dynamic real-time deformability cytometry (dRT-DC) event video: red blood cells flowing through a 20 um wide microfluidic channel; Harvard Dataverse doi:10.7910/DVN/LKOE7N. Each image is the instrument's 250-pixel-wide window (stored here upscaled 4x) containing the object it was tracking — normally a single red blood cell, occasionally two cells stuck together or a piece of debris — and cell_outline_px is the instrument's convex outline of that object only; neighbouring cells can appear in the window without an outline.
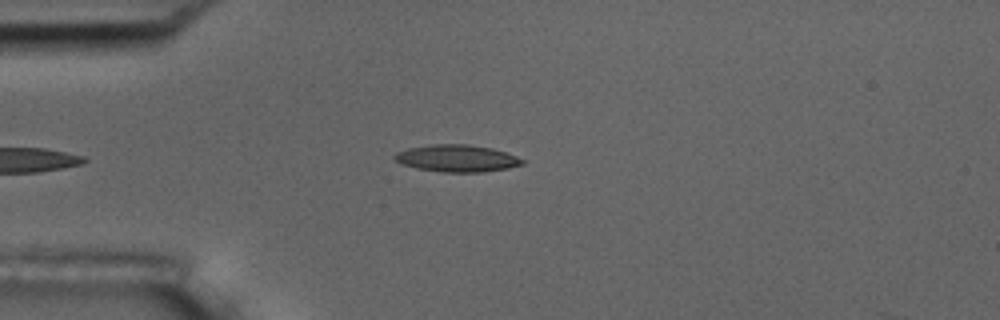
{"species": "common noctule bat (a hibernating species)", "species_latin": "Nyctalus noctula", "temperature_condition": "room temperature", "stored_images_in_passage": 10, "camera_frame_rate_fps": 3000, "um_per_image_px": 0.085, "animal": {"sex": "male", "body_mass_g": 17.5, "forearm_length_mm": 52.3}, "frame": {"image": 1, "passage_image": 5, "time_ms": 5.333, "image_size_px": [1000, 320], "cell_outline_px": [[524, 164], [508, 168], [484, 172], [444, 172], [416, 168], [400, 164], [392, 156], [396, 152], [408, 148], [432, 144], [468, 144], [492, 148], [516, 156], [524, 160]], "centroid_in_image_um": [38.82, 13.46], "position_along_channel_um": 46.2, "area_um2": 20.17}}
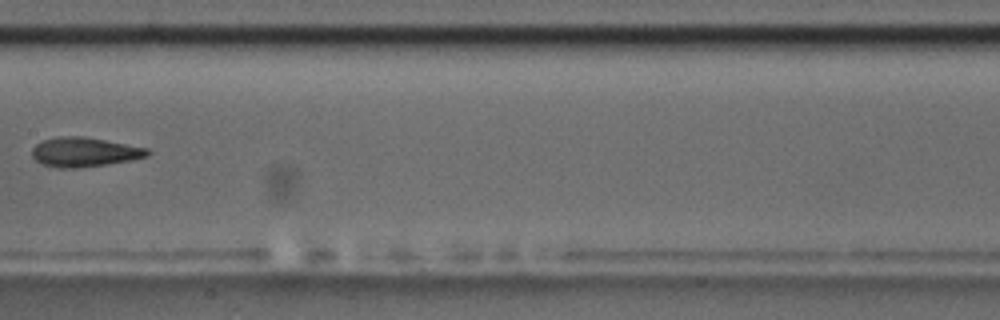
{"frame": {"image": 2, "passage_image": 9, "time_ms": 10.0, "image_size_px": [1000, 320], "cell_outline_px": [[152, 152], [148, 156], [128, 160], [80, 168], [60, 168], [44, 164], [36, 160], [32, 156], [32, 148], [36, 144], [44, 140], [56, 136], [84, 136], [148, 148]], "centroid_in_image_um": [7.17, 12.91], "position_along_channel_um": 200.2, "area_um2": 19.65}}
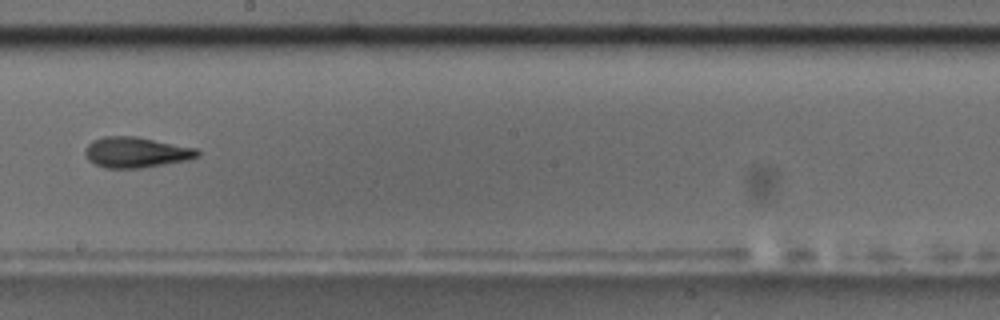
{"frame": {"image": 3, "passage_image": 10, "time_ms": 11.0, "image_size_px": [1000, 320], "cell_outline_px": [[200, 156], [188, 160], [140, 168], [104, 168], [88, 160], [84, 152], [84, 148], [92, 140], [104, 136], [136, 136], [196, 148], [200, 152]], "centroid_in_image_um": [11.55, 12.94], "position_along_channel_um": 236.6, "area_um2": 20.11}}